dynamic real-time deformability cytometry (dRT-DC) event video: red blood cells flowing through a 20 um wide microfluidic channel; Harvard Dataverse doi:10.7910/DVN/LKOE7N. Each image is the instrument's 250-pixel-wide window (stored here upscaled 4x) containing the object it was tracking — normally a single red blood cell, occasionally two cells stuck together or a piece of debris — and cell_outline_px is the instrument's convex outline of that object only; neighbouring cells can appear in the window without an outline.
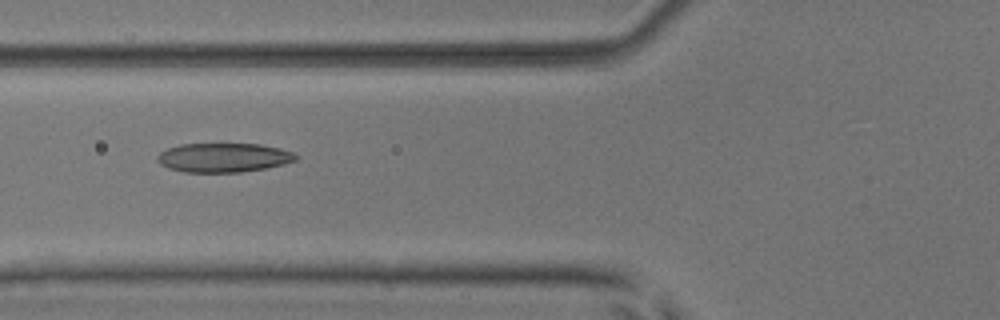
{"species": "common noctule bat (a hibernating species)", "species_latin": "Nyctalus noctula", "temperature_condition": "room temperature", "stored_images_in_passage": 9, "camera_frame_rate_fps": 3000, "um_per_image_px": 0.085, "animal": {"sex": "male", "body_mass_g": 17.9, "forearm_length_mm": 54.2}, "frame": {"image": 1, "passage_image": 6, "time_ms": 1.667, "image_size_px": [1000, 320], "cell_outline_px": [[296, 160], [284, 164], [264, 168], [240, 172], [184, 172], [168, 168], [160, 164], [156, 160], [156, 156], [160, 152], [168, 148], [180, 144], [260, 144], [280, 148], [292, 152], [296, 156]], "centroid_in_image_um": [18.96, 13.39], "position_along_channel_um": 106.8, "area_um2": 23.47}}
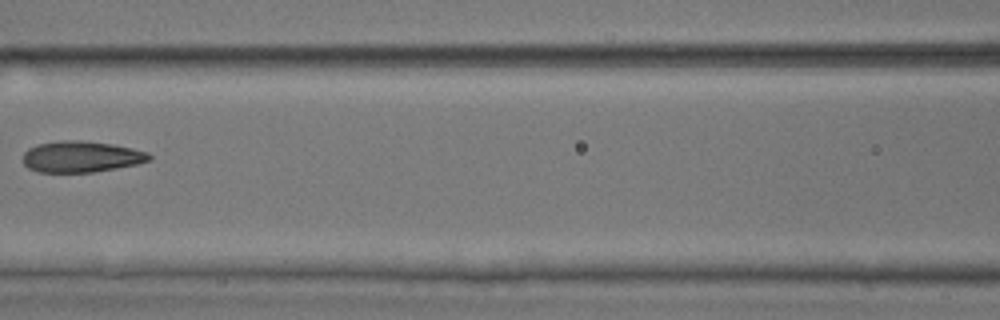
{"frame": {"image": 2, "passage_image": 7, "time_ms": 2.0, "image_size_px": [1000, 320], "cell_outline_px": [[152, 156], [148, 160], [136, 164], [116, 168], [92, 172], [36, 172], [28, 168], [24, 164], [24, 152], [28, 148], [36, 144], [60, 140], [80, 140], [112, 144], [132, 148], [148, 152]], "centroid_in_image_um": [6.87, 13.31], "position_along_channel_um": 159.7, "area_um2": 22.95}}
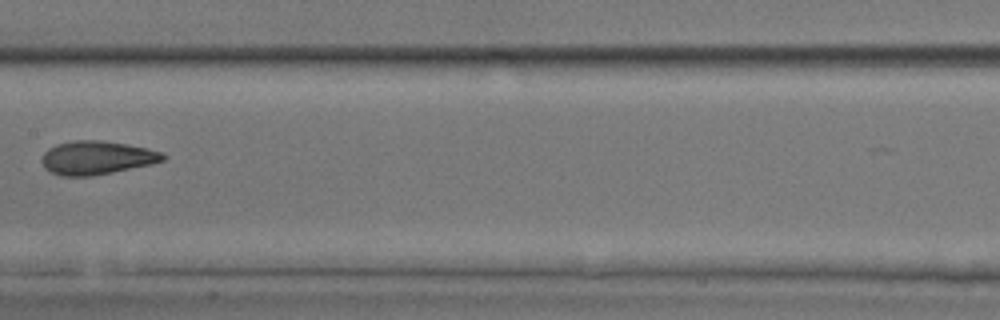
{"frame": {"image": 3, "passage_image": 8, "time_ms": 2.333, "image_size_px": [1000, 320], "cell_outline_px": [[168, 156], [164, 160], [152, 164], [92, 176], [60, 176], [44, 168], [40, 160], [44, 152], [48, 148], [56, 144], [76, 140], [100, 140], [148, 148], [164, 152]], "centroid_in_image_um": [8.22, 13.41], "position_along_channel_um": 199.2, "area_um2": 23.81}}